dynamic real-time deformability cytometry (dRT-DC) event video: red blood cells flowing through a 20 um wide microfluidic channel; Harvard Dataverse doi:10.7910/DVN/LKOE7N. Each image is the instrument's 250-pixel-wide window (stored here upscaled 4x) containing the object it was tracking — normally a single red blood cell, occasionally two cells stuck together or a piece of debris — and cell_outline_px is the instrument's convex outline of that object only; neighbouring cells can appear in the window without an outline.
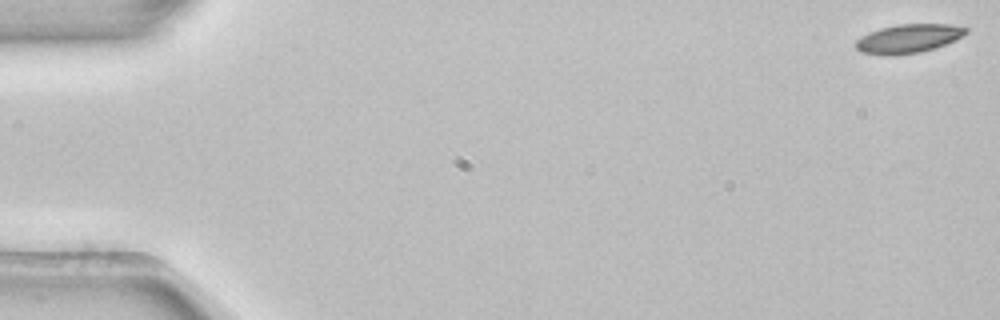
{"species": "common noctule bat (a hibernating species)", "species_latin": "Nyctalus noctula", "temperature_condition": "room temperature", "stored_images_in_passage": 4, "camera_frame_rate_fps": 3000, "um_per_image_px": 0.085, "animal": {"sex": "female", "body_mass_g": 22.7, "forearm_length_mm": 54.2}, "frame": {"image": 1, "passage_image": 1, "time_ms": 0.0, "image_size_px": [1000, 320], "cell_outline_px": [[968, 32], [964, 36], [944, 44], [920, 52], [892, 56], [888, 56], [860, 52], [856, 48], [856, 40], [868, 32], [880, 28], [896, 24], [952, 24], [968, 28]], "centroid_in_image_um": [77.2, 3.27], "position_along_channel_um": 7.8, "area_um2": 18.55}}
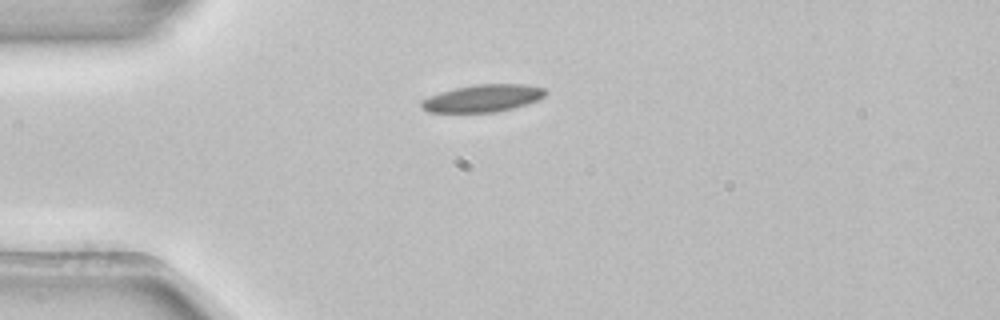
{"frame": {"image": 2, "passage_image": 4, "time_ms": 1.0, "image_size_px": [1000, 320], "cell_outline_px": [[548, 92], [544, 96], [528, 104], [496, 112], [428, 112], [420, 108], [420, 104], [424, 100], [440, 92], [456, 88], [476, 84], [524, 84], [544, 88]], "centroid_in_image_um": [41.06, 8.35], "position_along_channel_um": 43.9, "area_um2": 19.59}}